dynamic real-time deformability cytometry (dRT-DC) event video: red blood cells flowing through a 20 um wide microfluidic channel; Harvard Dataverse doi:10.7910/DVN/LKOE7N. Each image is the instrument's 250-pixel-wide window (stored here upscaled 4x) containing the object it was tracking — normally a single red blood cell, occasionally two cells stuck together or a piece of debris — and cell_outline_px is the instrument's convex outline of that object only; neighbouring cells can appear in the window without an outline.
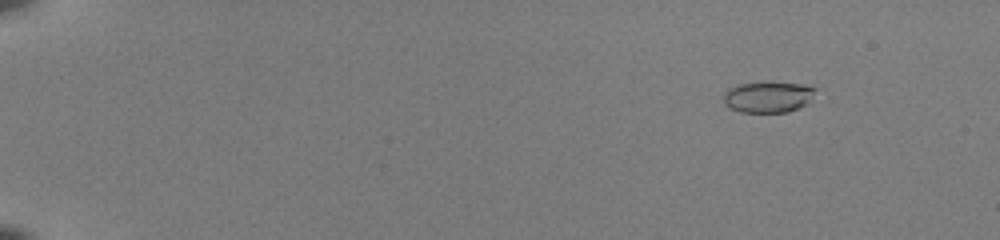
{"species": "common noctule bat (a hibernating species)", "species_latin": "Nyctalus noctula", "temperature_condition": "room temperature", "stored_images_in_passage": 55, "camera_frame_rate_fps": 3000, "um_per_image_px": 0.085, "animal": {"sex": "female", "body_mass_g": 22.0, "forearm_length_mm": 56.7}, "frame": {"image": 1, "passage_image": 8, "time_ms": 2.333, "image_size_px": [1000, 240], "cell_outline_px": [[816, 88], [808, 100], [804, 104], [788, 112], [740, 112], [732, 108], [724, 100], [724, 92], [728, 88], [736, 84], [768, 80], [808, 84]], "centroid_in_image_um": [65.27, 8.18], "position_along_channel_um": 19.7, "area_um2": 16.88}}
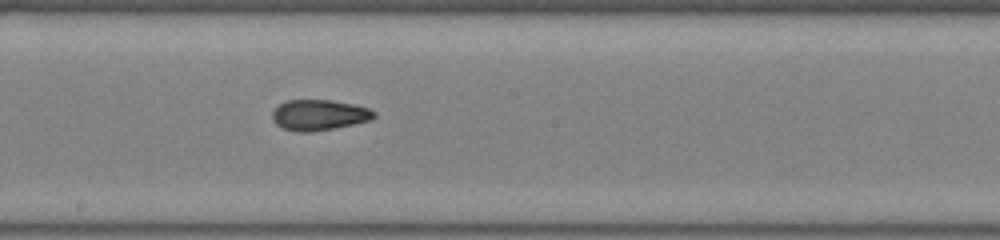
{"frame": {"image": 2, "passage_image": 34, "time_ms": 11.0, "image_size_px": [1000, 240], "cell_outline_px": [[376, 116], [368, 120], [352, 124], [312, 132], [296, 132], [284, 128], [276, 124], [272, 120], [272, 112], [280, 104], [288, 100], [332, 100], [356, 104], [368, 108], [376, 112]], "centroid_in_image_um": [27.11, 9.76], "position_along_channel_um": 221.1, "area_um2": 18.09}}
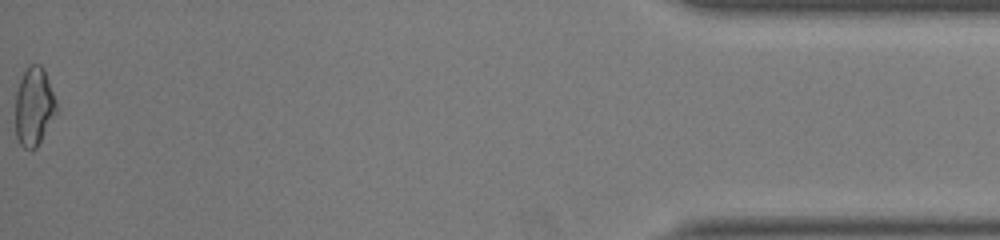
{"frame": {"image": 3, "passage_image": 55, "time_ms": 18.0, "image_size_px": [1000, 240], "cell_outline_px": [[56, 112], [36, 148], [24, 148], [20, 144], [16, 136], [16, 92], [20, 80], [24, 72], [32, 64], [40, 64], [44, 68], [56, 100]], "centroid_in_image_um": [2.88, 9.04], "position_along_channel_um": 432.3, "area_um2": 18.38}, "authors_computed_cell_mechanics": {"area_um2": 17.9758, "velocity_mm_per_s": 4.052, "shape_relaxation_time_tau1_ms": 4.2774, "shape_relaxation_time_tau2_ms": 1.8313, "deformation_change_tau1": 0.174, "deformation_change_tau2": 0.0812}}